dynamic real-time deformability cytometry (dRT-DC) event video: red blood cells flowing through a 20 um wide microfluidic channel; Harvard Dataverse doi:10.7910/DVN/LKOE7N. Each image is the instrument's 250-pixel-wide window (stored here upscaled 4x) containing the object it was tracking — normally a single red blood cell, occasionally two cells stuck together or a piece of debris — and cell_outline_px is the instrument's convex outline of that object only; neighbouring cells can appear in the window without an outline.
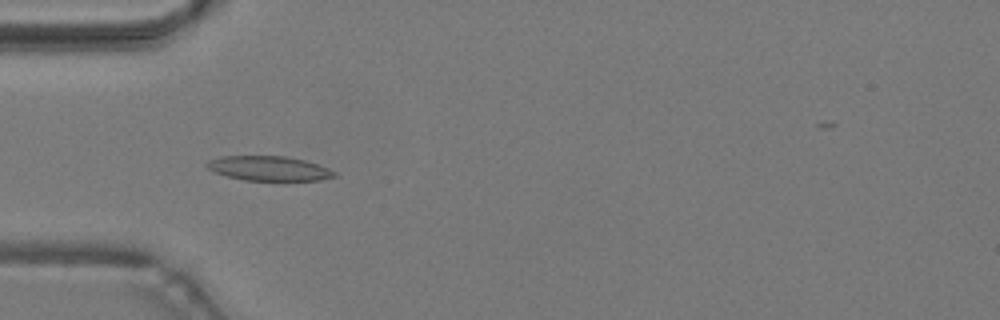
{"species": "common noctule bat (a hibernating species)", "species_latin": "Nyctalus noctula", "temperature_condition": "warm", "stored_images_in_passage": 49, "camera_frame_rate_fps": 3000, "um_per_image_px": 0.085, "animal": {"sex": "male", "body_mass_g": 19.2, "forearm_length_mm": 51.8}, "frame": {"image": 1, "passage_image": 16, "time_ms": 5.0, "image_size_px": [1000, 320], "cell_outline_px": [[336, 176], [320, 180], [244, 180], [212, 172], [204, 164], [208, 160], [220, 156], [288, 156], [304, 160], [328, 168], [336, 172]], "centroid_in_image_um": [22.81, 14.31], "position_along_channel_um": 62.2, "area_um2": 18.26}}
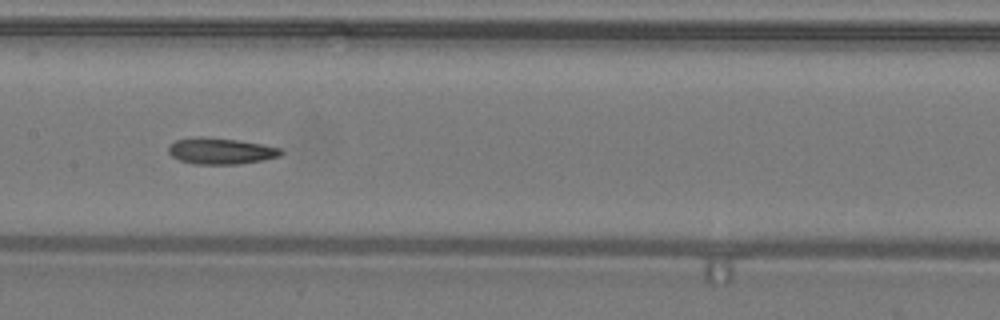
{"frame": {"image": 2, "passage_image": 25, "time_ms": 8.0, "image_size_px": [1000, 320], "cell_outline_px": [[284, 152], [280, 156], [264, 160], [240, 164], [192, 164], [180, 160], [172, 156], [168, 152], [168, 144], [176, 140], [196, 136], [204, 136], [236, 140], [260, 144], [280, 148]], "centroid_in_image_um": [18.73, 12.83], "position_along_channel_um": 188.7, "area_um2": 17.34}}
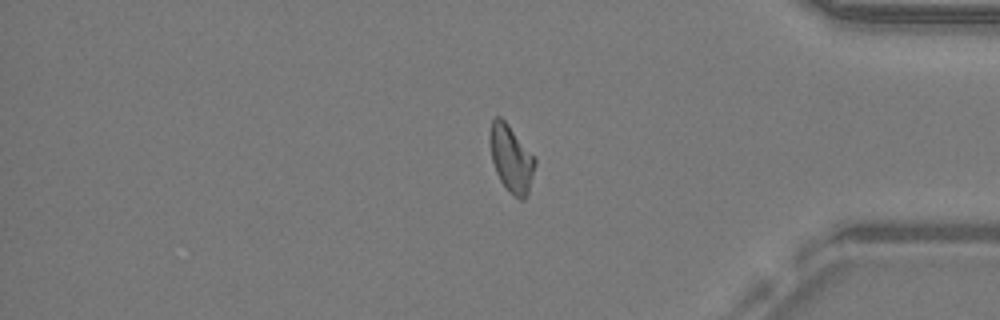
{"frame": {"image": 3, "passage_image": 41, "time_ms": 13.333, "image_size_px": [1000, 320], "cell_outline_px": [[536, 164], [528, 192], [524, 200], [520, 200], [508, 192], [500, 180], [496, 172], [492, 160], [488, 140], [488, 136], [492, 120], [496, 116], [500, 116], [508, 124], [536, 156]], "centroid_in_image_um": [43.45, 13.47], "position_along_channel_um": 391.8, "area_um2": 17.98}}